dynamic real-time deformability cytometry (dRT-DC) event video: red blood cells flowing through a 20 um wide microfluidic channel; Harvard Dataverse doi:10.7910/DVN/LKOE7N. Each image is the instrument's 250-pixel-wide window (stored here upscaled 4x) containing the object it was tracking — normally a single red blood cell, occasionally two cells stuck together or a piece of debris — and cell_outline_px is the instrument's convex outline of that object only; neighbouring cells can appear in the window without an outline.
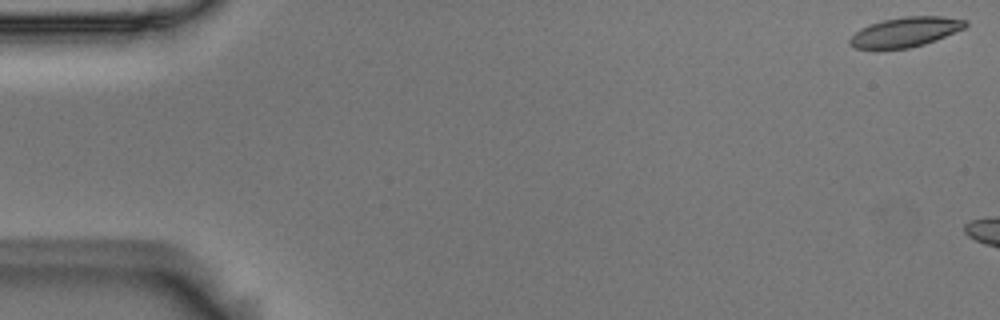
{"species": "Egyptian fruit bat (a non-hibernating species)", "species_latin": "Rousettus aegyptiacus", "temperature_condition": "room temperature", "stored_images_in_passage": 14, "camera_frame_rate_fps": 3000, "um_per_image_px": 0.085, "animal": {"sex": "male"}, "frame": {"image": 1, "passage_image": 1, "time_ms": 0.0, "image_size_px": [1000, 320], "cell_outline_px": [[968, 24], [964, 28], [936, 40], [924, 44], [908, 48], [856, 48], [848, 44], [848, 40], [860, 28], [868, 24], [884, 20], [904, 16], [944, 16], [968, 20]], "centroid_in_image_um": [76.97, 2.7], "position_along_channel_um": 8.0, "area_um2": 19.94}}